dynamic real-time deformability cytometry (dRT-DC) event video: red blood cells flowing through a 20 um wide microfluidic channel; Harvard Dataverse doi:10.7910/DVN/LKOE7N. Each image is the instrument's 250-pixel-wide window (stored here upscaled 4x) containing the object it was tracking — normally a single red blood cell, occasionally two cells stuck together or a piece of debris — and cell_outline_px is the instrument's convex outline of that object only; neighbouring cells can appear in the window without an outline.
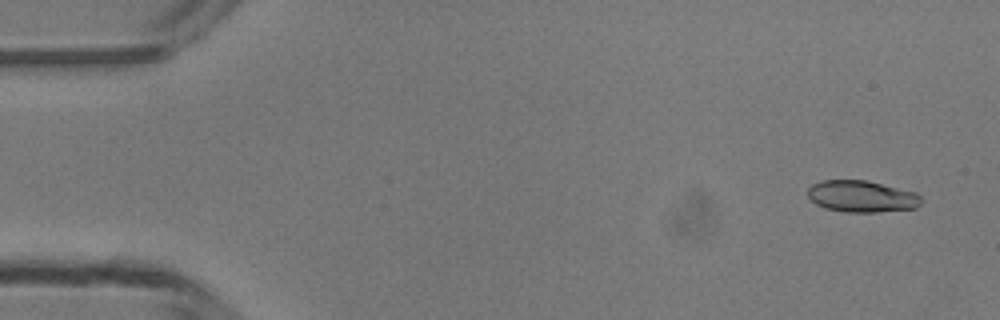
{"species": "common noctule bat (a hibernating species)", "species_latin": "Nyctalus noctula", "temperature_condition": "room temperature", "stored_images_in_passage": 13, "camera_frame_rate_fps": 3000, "um_per_image_px": 0.085, "animal": {"sex": "male", "body_mass_g": 13.3}, "frame": {"image": 1, "passage_image": 3, "time_ms": 0.667, "image_size_px": [1000, 320], "cell_outline_px": [[920, 204], [916, 208], [876, 212], [844, 212], [824, 208], [816, 204], [808, 196], [808, 188], [812, 184], [820, 180], [868, 180], [916, 192], [920, 196]], "centroid_in_image_um": [73.23, 16.69], "position_along_channel_um": 11.8, "area_um2": 21.04}}